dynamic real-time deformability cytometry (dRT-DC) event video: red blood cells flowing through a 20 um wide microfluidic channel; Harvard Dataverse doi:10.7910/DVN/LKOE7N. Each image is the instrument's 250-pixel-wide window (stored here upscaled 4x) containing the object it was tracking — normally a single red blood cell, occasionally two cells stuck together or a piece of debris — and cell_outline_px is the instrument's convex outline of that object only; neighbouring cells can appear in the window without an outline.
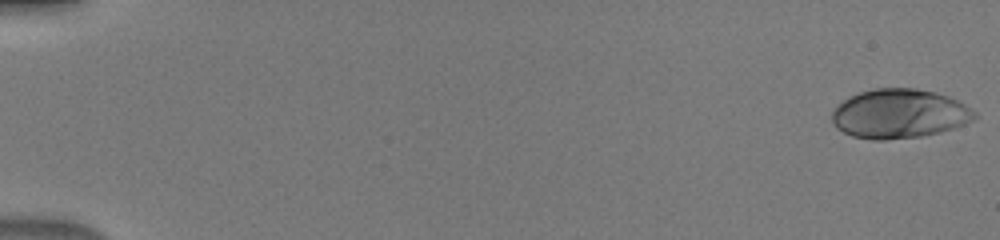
{"species": "human", "species_latin": "Homo sapiens", "temperature_condition": "warm", "stored_images_in_passage": 50, "camera_frame_rate_fps": 3000, "um_per_image_px": 0.085, "donor": {"sex": "male"}, "frame": {"image": 1, "passage_image": 1, "time_ms": 0.0, "image_size_px": [1000, 240], "cell_outline_px": [[976, 116], [972, 120], [964, 124], [940, 132], [920, 136], [884, 140], [872, 140], [852, 136], [836, 128], [832, 120], [832, 108], [848, 96], [860, 92], [876, 88], [916, 88], [948, 96], [972, 108], [976, 112]], "centroid_in_image_um": [76.4, 9.66], "position_along_channel_um": 8.6, "area_um2": 40.92}}
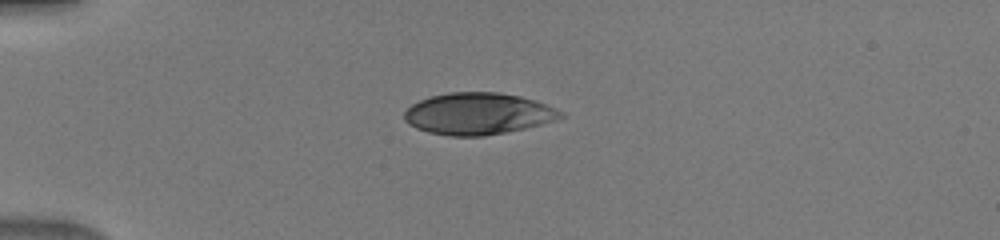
{"frame": {"image": 2, "passage_image": 14, "time_ms": 4.333, "image_size_px": [1000, 240], "cell_outline_px": [[564, 116], [556, 120], [508, 132], [484, 136], [448, 136], [428, 132], [416, 128], [408, 124], [404, 120], [404, 112], [412, 104], [428, 96], [448, 92], [496, 92], [520, 96], [536, 100], [556, 108], [564, 112]], "centroid_in_image_um": [40.62, 9.66], "position_along_channel_um": 44.4, "area_um2": 38.26}}
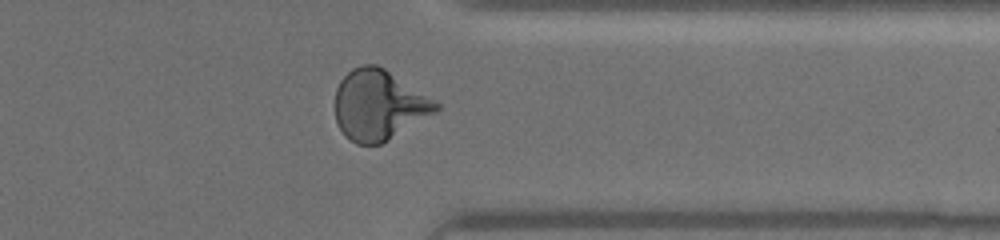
{"frame": {"image": 3, "passage_image": 41, "time_ms": 13.333, "image_size_px": [1000, 240], "cell_outline_px": [[440, 108], [436, 112], [388, 140], [380, 144], [356, 144], [344, 136], [336, 120], [336, 88], [340, 80], [352, 68], [360, 64], [376, 64], [384, 68], [436, 100], [440, 104]], "centroid_in_image_um": [32.2, 8.92], "position_along_channel_um": 379.2, "area_um2": 41.21}}